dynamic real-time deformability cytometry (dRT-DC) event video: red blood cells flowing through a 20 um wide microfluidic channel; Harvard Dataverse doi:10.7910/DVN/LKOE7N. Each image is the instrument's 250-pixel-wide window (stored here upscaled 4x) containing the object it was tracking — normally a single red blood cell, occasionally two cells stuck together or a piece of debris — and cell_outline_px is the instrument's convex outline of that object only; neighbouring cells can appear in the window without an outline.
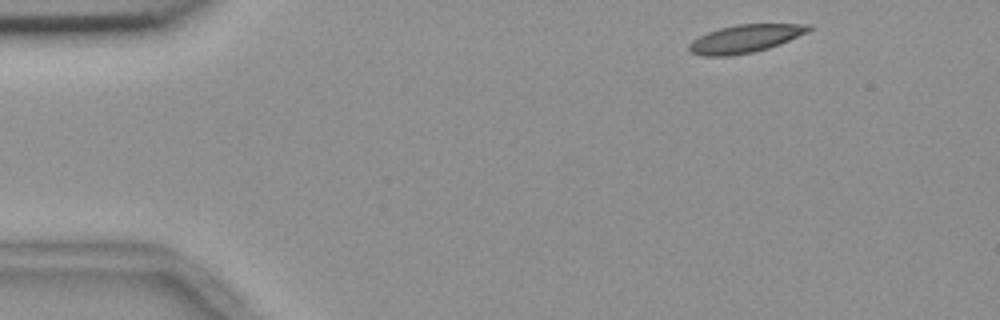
{"species": "common noctule bat (a hibernating species)", "species_latin": "Nyctalus noctula", "temperature_condition": "room temperature", "stored_images_in_passage": 4, "camera_frame_rate_fps": 3000, "um_per_image_px": 0.085, "animal": {"sex": "female", "body_mass_g": 18.4}, "frame": {"image": 1, "passage_image": 1, "time_ms": 0.0, "image_size_px": [1000, 320], "cell_outline_px": [[812, 28], [808, 32], [780, 44], [768, 48], [752, 52], [732, 56], [704, 56], [692, 52], [688, 48], [688, 44], [692, 40], [708, 32], [720, 28], [736, 24], [812, 24]], "centroid_in_image_um": [63.35, 3.28], "position_along_channel_um": 21.7, "area_um2": 19.42}}